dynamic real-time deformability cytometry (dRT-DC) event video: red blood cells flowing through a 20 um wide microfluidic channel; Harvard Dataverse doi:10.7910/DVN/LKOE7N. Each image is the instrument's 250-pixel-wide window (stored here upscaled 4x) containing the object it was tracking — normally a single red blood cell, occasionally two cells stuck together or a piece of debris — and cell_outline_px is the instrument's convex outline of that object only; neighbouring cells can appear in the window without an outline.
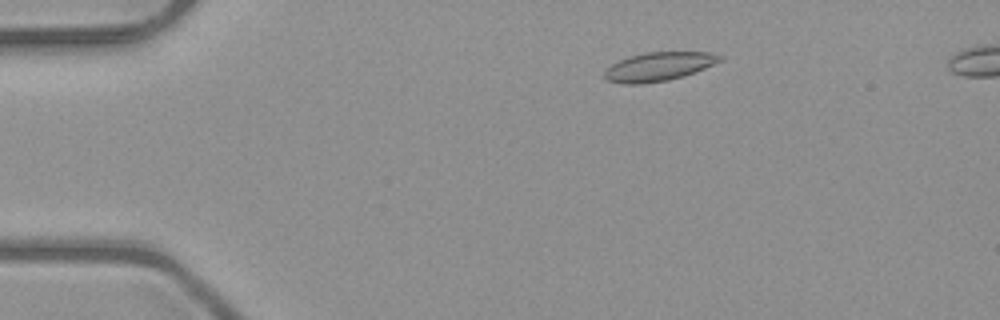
{"species": "common noctule bat (a hibernating species)", "species_latin": "Nyctalus noctula", "temperature_condition": "room temperature", "stored_images_in_passage": 49, "camera_frame_rate_fps": 3000, "um_per_image_px": 0.085, "animal": {"sex": "male", "body_mass_g": 23.1, "forearm_length_mm": 52.7}, "frame": {"image": 1, "passage_image": 7, "time_ms": 2.0, "image_size_px": [1000, 320], "cell_outline_px": [[724, 60], [696, 72], [684, 76], [668, 80], [640, 84], [624, 84], [604, 80], [604, 72], [612, 64], [628, 56], [644, 52], [712, 52], [724, 56]], "centroid_in_image_um": [56.02, 5.65], "position_along_channel_um": 29.0, "area_um2": 19.59}}
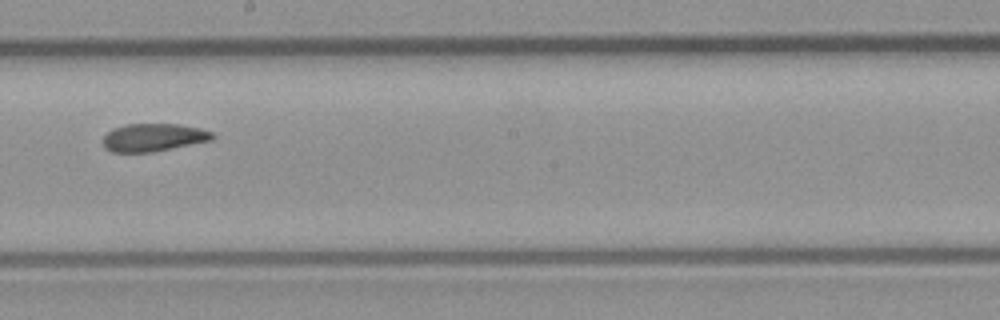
{"frame": {"image": 2, "passage_image": 27, "time_ms": 8.667, "image_size_px": [1000, 320], "cell_outline_px": [[216, 136], [212, 140], [152, 152], [112, 152], [104, 148], [104, 136], [112, 128], [124, 124], [180, 124], [200, 128], [212, 132]], "centroid_in_image_um": [13.04, 11.67], "position_along_channel_um": 235.2, "area_um2": 17.8}}
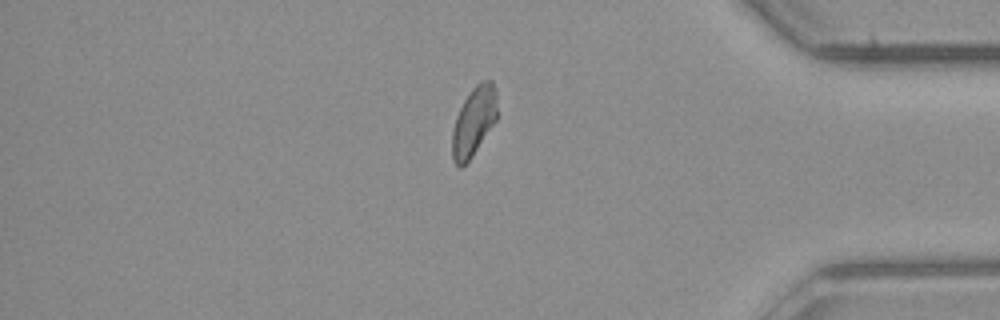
{"frame": {"image": 3, "passage_image": 41, "time_ms": 13.333, "image_size_px": [1000, 320], "cell_outline_px": [[496, 120], [472, 156], [460, 168], [452, 160], [452, 132], [456, 116], [464, 100], [472, 88], [480, 80], [492, 80], [496, 92]], "centroid_in_image_um": [40.26, 10.3], "position_along_channel_um": 394.9, "area_um2": 17.92}, "authors_computed_cell_mechanics": {"area_um2": 18.496, "velocity_mm_per_s": 4.0301, "shape_relaxation_time_tau1_ms": null, "shape_relaxation_time_tau2_ms": 3.6847, "deformation_change_tau1": null, "deformation_change_tau2": 0.1039}}